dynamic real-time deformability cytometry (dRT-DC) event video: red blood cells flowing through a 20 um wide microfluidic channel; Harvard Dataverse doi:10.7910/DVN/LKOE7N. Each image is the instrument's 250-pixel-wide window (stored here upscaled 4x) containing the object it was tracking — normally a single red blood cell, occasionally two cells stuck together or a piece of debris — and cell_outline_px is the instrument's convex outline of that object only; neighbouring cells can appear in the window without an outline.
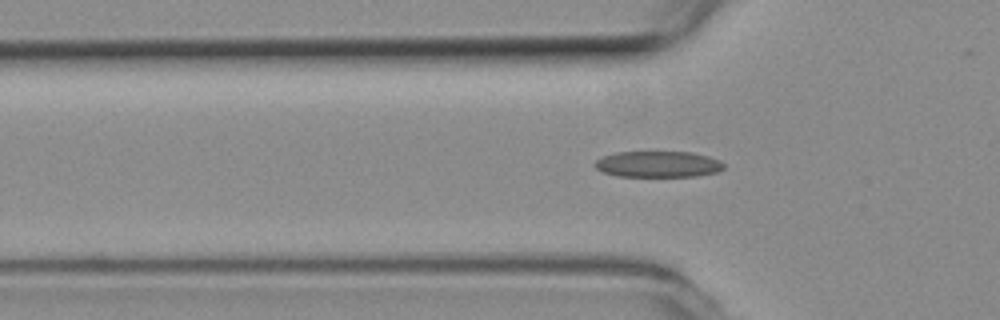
{"species": "common noctule bat (a hibernating species)", "species_latin": "Nyctalus noctula", "temperature_condition": "room temperature", "stored_images_in_passage": 50, "camera_frame_rate_fps": 3000, "um_per_image_px": 0.085, "animal": {"sex": "female", "body_mass_g": 19.3, "forearm_length_mm": 54.1}, "frame": {"image": 1, "passage_image": 15, "time_ms": 4.667, "image_size_px": [1000, 320], "cell_outline_px": [[724, 168], [716, 172], [696, 176], [616, 176], [604, 172], [596, 168], [596, 160], [604, 156], [616, 152], [692, 152], [708, 156], [720, 160], [724, 164]], "centroid_in_image_um": [55.96, 13.95], "position_along_channel_um": 69.8, "area_um2": 19.48}}
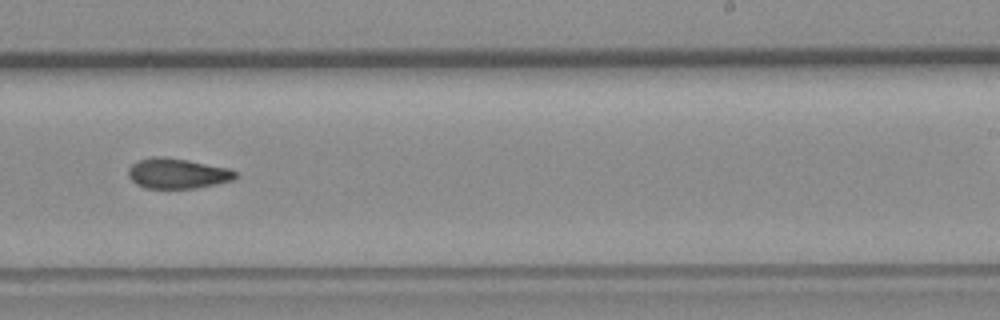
{"frame": {"image": 2, "passage_image": 31, "time_ms": 10.0, "image_size_px": [1000, 320], "cell_outline_px": [[240, 176], [232, 180], [216, 184], [196, 188], [144, 188], [136, 184], [128, 176], [128, 168], [136, 160], [152, 156], [164, 156], [188, 160], [228, 168], [236, 172]], "centroid_in_image_um": [15.06, 14.73], "position_along_channel_um": 273.9, "area_um2": 19.07}}
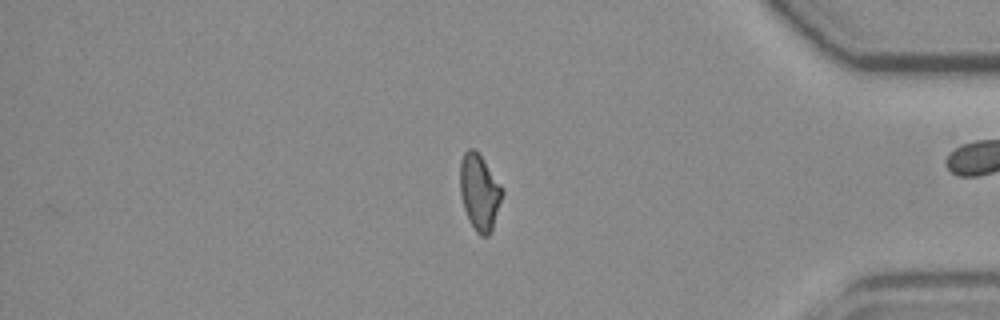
{"frame": {"image": 3, "passage_image": 43, "time_ms": 14.0, "image_size_px": [1000, 320], "cell_outline_px": [[504, 192], [492, 228], [488, 236], [480, 236], [476, 232], [468, 220], [464, 208], [460, 192], [460, 160], [464, 152], [468, 148], [472, 148], [480, 156]], "centroid_in_image_um": [40.72, 16.36], "position_along_channel_um": 394.5, "area_um2": 18.26}}